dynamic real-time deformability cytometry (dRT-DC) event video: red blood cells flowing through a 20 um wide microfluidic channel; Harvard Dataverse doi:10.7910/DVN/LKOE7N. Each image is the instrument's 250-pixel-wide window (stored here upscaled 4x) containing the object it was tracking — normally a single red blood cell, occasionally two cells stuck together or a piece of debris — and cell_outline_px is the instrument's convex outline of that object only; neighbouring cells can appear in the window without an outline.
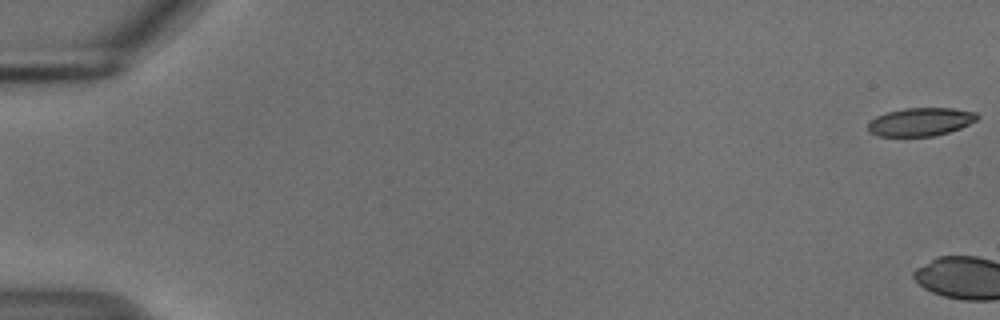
{"species": "common noctule bat (a hibernating species)", "species_latin": "Nyctalus noctula", "temperature_condition": "cold", "stored_images_in_passage": 4, "camera_frame_rate_fps": 3000, "um_per_image_px": 0.085, "animal": {"sex": "male", "body_mass_g": 18.8}, "frame": {"image": 1, "passage_image": 1, "time_ms": 0.0, "image_size_px": [1000, 320], "cell_outline_px": [[980, 116], [976, 120], [960, 128], [936, 136], [880, 136], [868, 132], [868, 124], [876, 116], [888, 112], [904, 108], [952, 108], [976, 112]], "centroid_in_image_um": [78.26, 10.36], "position_along_channel_um": 6.7, "area_um2": 17.92}}